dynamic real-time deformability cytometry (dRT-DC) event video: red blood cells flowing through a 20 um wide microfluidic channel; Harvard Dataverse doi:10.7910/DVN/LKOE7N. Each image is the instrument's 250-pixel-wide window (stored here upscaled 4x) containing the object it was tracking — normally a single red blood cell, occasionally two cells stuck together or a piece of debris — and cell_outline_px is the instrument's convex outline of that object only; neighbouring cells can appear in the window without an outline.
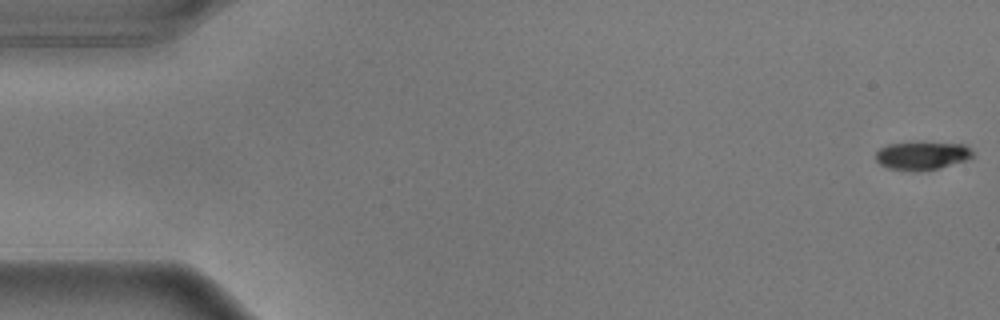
{"species": "common noctule bat (a hibernating species)", "species_latin": "Nyctalus noctula", "temperature_condition": "warm", "stored_images_in_passage": 52, "camera_frame_rate_fps": 3000, "um_per_image_px": 0.085, "animal": {"sex": "male", "body_mass_g": 17.9}, "frame": {"image": 1, "passage_image": 1, "time_ms": 0.0, "image_size_px": [1000, 320], "cell_outline_px": [[976, 156], [940, 168], [920, 172], [912, 172], [888, 168], [880, 164], [876, 160], [876, 152], [880, 148], [888, 144], [964, 144], [972, 148]], "centroid_in_image_um": [78.39, 13.27], "position_along_channel_um": 6.6, "area_um2": 15.72}}
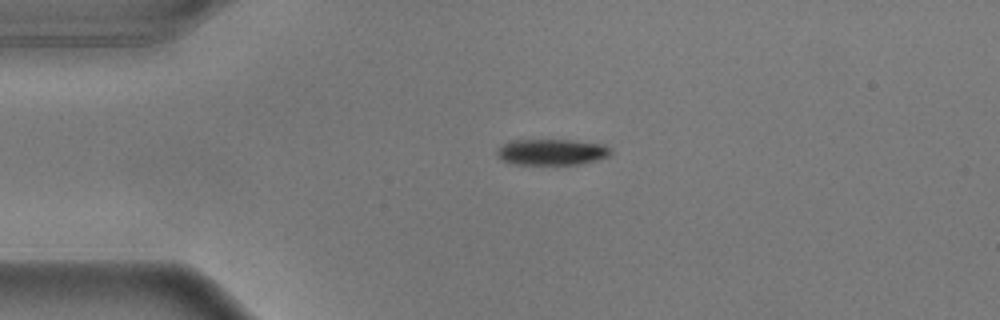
{"frame": {"image": 2, "passage_image": 13, "time_ms": 4.0, "image_size_px": [1000, 320], "cell_outline_px": [[612, 156], [580, 164], [512, 164], [496, 156], [496, 148], [508, 140], [572, 140], [604, 144], [612, 148]], "centroid_in_image_um": [46.91, 12.91], "position_along_channel_um": 38.1, "area_um2": 17.57}}
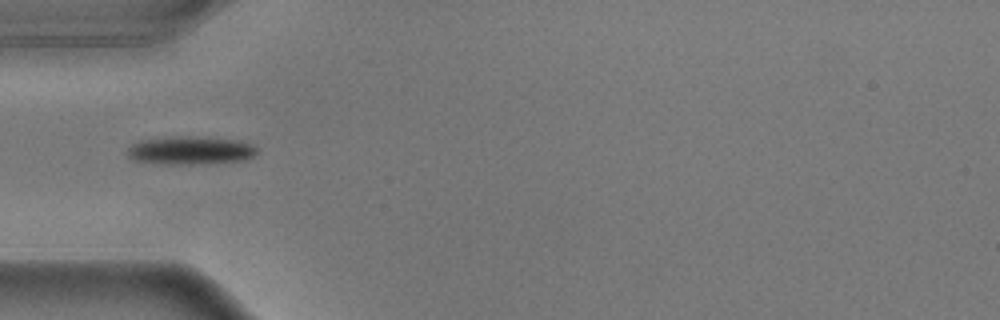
{"frame": {"image": 3, "passage_image": 18, "time_ms": 5.667, "image_size_px": [1000, 320], "cell_outline_px": [[260, 152], [256, 156], [244, 160], [188, 164], [172, 164], [136, 160], [128, 156], [128, 148], [132, 144], [140, 140], [184, 136], [192, 136], [244, 140], [260, 148]], "centroid_in_image_um": [16.32, 12.77], "position_along_channel_um": 68.7, "area_um2": 21.27}}